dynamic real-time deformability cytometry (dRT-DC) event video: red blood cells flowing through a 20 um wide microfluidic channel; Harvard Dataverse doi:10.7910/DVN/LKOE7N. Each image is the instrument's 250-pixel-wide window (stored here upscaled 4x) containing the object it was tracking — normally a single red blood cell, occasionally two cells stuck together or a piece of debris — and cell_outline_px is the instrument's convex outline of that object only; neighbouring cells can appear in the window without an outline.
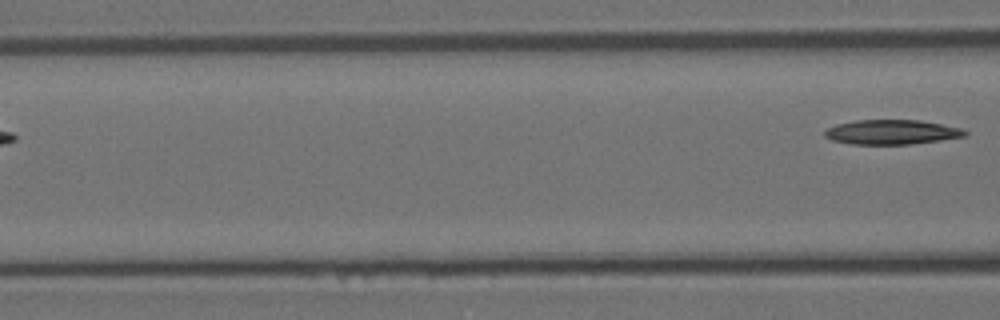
{"species": "Egyptian fruit bat (a non-hibernating species)", "species_latin": "Rousettus aegyptiacus", "temperature_condition": "room temperature", "stored_images_in_passage": 6, "camera_frame_rate_fps": 3000, "um_per_image_px": 0.085, "animal": {"sex": "female"}, "frame": {"image": 1, "passage_image": 6, "time_ms": 1.667, "image_size_px": [1000, 320], "cell_outline_px": [[968, 136], [912, 144], [852, 144], [832, 140], [824, 136], [824, 132], [828, 128], [836, 124], [856, 120], [920, 120], [960, 128], [968, 132]], "centroid_in_image_um": [75.8, 11.23], "position_along_channel_um": 90.8, "area_um2": 20.06}}